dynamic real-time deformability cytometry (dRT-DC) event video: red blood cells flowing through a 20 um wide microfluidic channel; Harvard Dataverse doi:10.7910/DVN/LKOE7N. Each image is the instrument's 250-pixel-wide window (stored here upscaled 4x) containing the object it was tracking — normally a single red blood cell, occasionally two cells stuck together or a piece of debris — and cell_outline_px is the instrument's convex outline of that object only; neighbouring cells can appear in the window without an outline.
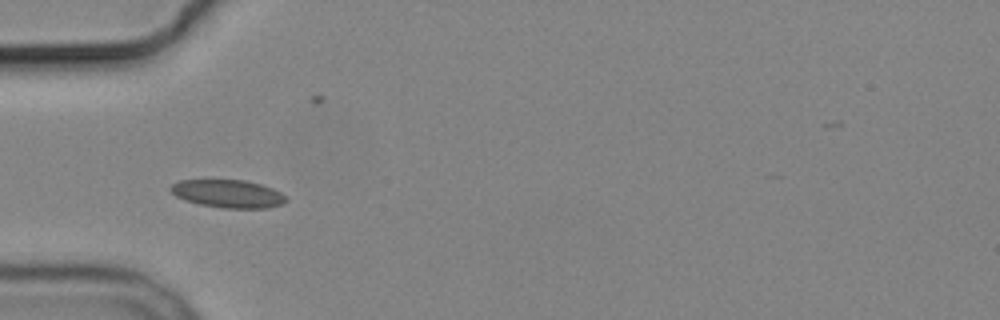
{"species": "common noctule bat (a hibernating species)", "species_latin": "Nyctalus noctula", "temperature_condition": "cold", "stored_images_in_passage": 10, "camera_frame_rate_fps": 3000, "um_per_image_px": 0.085, "animal": {"sex": "male", "body_mass_g": 19.2, "forearm_length_mm": 51.8}, "frame": {"image": 1, "passage_image": 4, "time_ms": 3.333, "image_size_px": [1000, 320], "cell_outline_px": [[288, 200], [284, 204], [268, 208], [220, 208], [200, 204], [184, 200], [176, 196], [168, 188], [172, 184], [180, 180], [244, 180], [260, 184], [272, 188], [280, 192]], "centroid_in_image_um": [19.38, 16.47], "position_along_channel_um": 65.6, "area_um2": 18.84}}
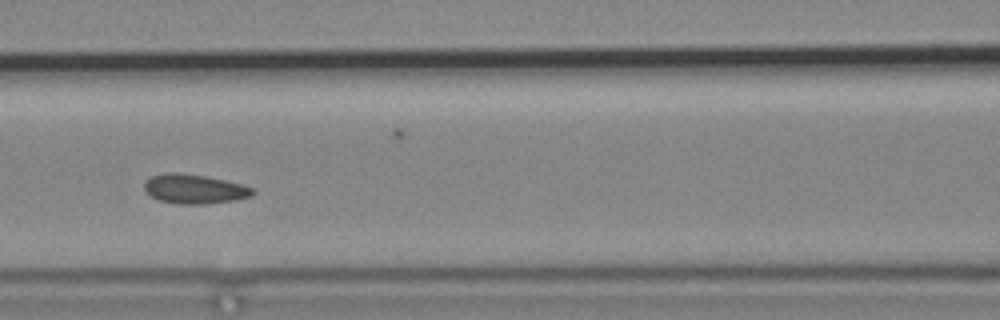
{"frame": {"image": 2, "passage_image": 6, "time_ms": 5.667, "image_size_px": [1000, 320], "cell_outline_px": [[256, 192], [252, 196], [236, 200], [204, 204], [176, 204], [160, 200], [152, 196], [144, 188], [144, 184], [152, 176], [168, 172], [172, 172], [204, 176], [244, 184], [252, 188]], "centroid_in_image_um": [16.58, 16.07], "position_along_channel_um": 150.0, "area_um2": 18.38}}
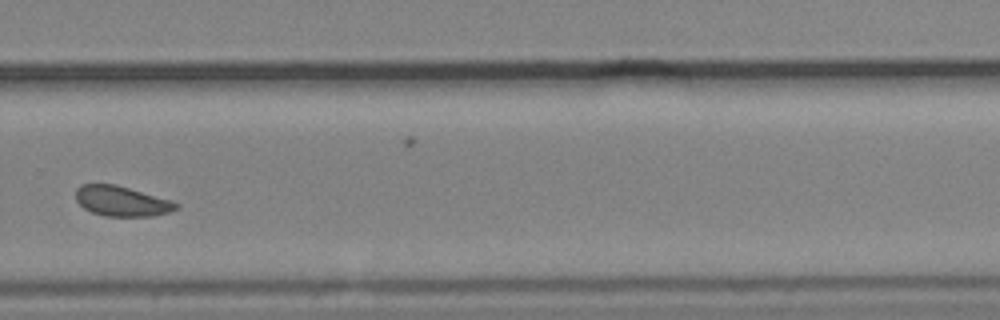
{"frame": {"image": 3, "passage_image": 10, "time_ms": 10.333, "image_size_px": [1000, 320], "cell_outline_px": [[180, 208], [168, 212], [152, 216], [104, 216], [92, 212], [84, 208], [76, 200], [76, 188], [80, 184], [116, 184], [168, 200], [180, 204]], "centroid_in_image_um": [10.31, 17.1], "position_along_channel_um": 319.5, "area_um2": 17.46}}